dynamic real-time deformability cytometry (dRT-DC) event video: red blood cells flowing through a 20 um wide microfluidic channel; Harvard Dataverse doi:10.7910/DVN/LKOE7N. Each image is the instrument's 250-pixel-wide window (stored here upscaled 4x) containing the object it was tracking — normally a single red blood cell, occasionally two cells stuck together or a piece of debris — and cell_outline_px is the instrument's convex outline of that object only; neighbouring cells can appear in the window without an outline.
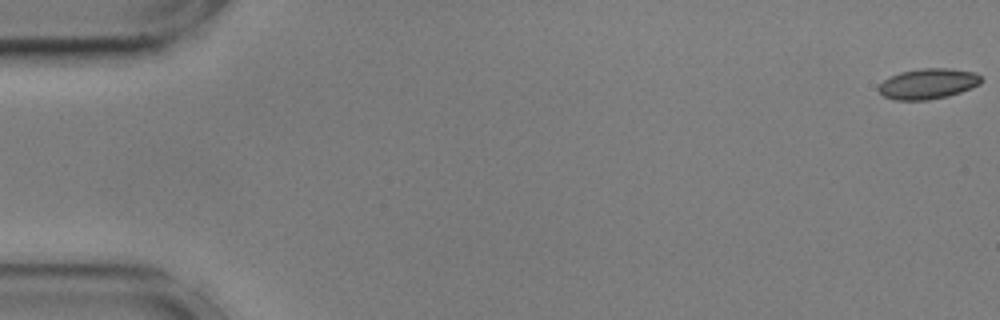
{"species": "common noctule bat (a hibernating species)", "species_latin": "Nyctalus noctula", "temperature_condition": "cold", "stored_images_in_passage": 49, "camera_frame_rate_fps": 3000, "um_per_image_px": 0.085, "animal": {"sex": "male", "body_mass_g": 17.9, "forearm_length_mm": 54.2}, "frame": {"image": 1, "passage_image": 1, "time_ms": 0.0, "image_size_px": [1000, 320], "cell_outline_px": [[984, 80], [980, 84], [972, 88], [948, 96], [928, 100], [892, 100], [884, 96], [876, 88], [884, 80], [900, 72], [920, 68], [952, 68], [976, 72]], "centroid_in_image_um": [78.91, 7.11], "position_along_channel_um": 6.1, "area_um2": 18.44}}
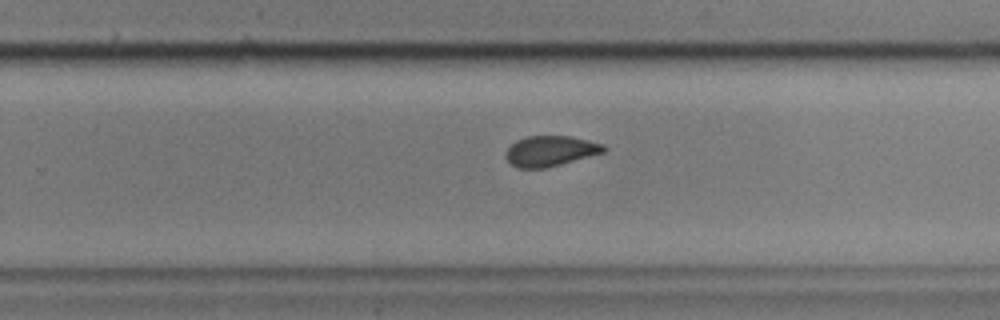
{"frame": {"image": 2, "passage_image": 36, "time_ms": 11.667, "image_size_px": [1000, 320], "cell_outline_px": [[608, 148], [604, 152], [548, 168], [516, 168], [504, 156], [504, 152], [516, 140], [528, 136], [568, 136], [588, 140], [604, 144]], "centroid_in_image_um": [46.78, 12.84], "position_along_channel_um": 283.0, "area_um2": 17.46}}
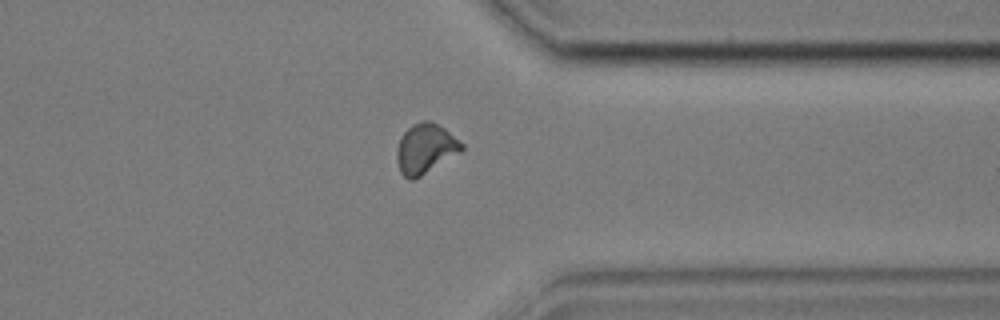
{"frame": {"image": 3, "passage_image": 44, "time_ms": 14.333, "image_size_px": [1000, 320], "cell_outline_px": [[464, 148], [460, 152], [420, 176], [412, 180], [408, 180], [400, 172], [396, 160], [396, 152], [400, 140], [404, 132], [412, 124], [420, 120], [428, 120], [444, 128], [464, 144]], "centroid_in_image_um": [36.14, 12.63], "position_along_channel_um": 375.3, "area_um2": 18.67}}